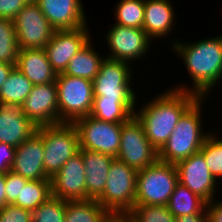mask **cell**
<instances>
[{"mask_svg":"<svg viewBox=\"0 0 222 222\" xmlns=\"http://www.w3.org/2000/svg\"><path fill=\"white\" fill-rule=\"evenodd\" d=\"M51 179V194L65 201L86 200V176L82 154L76 153Z\"/></svg>","mask_w":222,"mask_h":222,"instance_id":"obj_16","label":"cell"},{"mask_svg":"<svg viewBox=\"0 0 222 222\" xmlns=\"http://www.w3.org/2000/svg\"><path fill=\"white\" fill-rule=\"evenodd\" d=\"M75 125L80 149L117 157L121 142L122 123L98 120L92 116L78 118Z\"/></svg>","mask_w":222,"mask_h":222,"instance_id":"obj_8","label":"cell"},{"mask_svg":"<svg viewBox=\"0 0 222 222\" xmlns=\"http://www.w3.org/2000/svg\"><path fill=\"white\" fill-rule=\"evenodd\" d=\"M178 180L176 164L157 160L138 171L135 206H166Z\"/></svg>","mask_w":222,"mask_h":222,"instance_id":"obj_4","label":"cell"},{"mask_svg":"<svg viewBox=\"0 0 222 222\" xmlns=\"http://www.w3.org/2000/svg\"><path fill=\"white\" fill-rule=\"evenodd\" d=\"M108 213L96 200L66 201L64 222H102Z\"/></svg>","mask_w":222,"mask_h":222,"instance_id":"obj_27","label":"cell"},{"mask_svg":"<svg viewBox=\"0 0 222 222\" xmlns=\"http://www.w3.org/2000/svg\"><path fill=\"white\" fill-rule=\"evenodd\" d=\"M82 0H38L44 16L55 30H73L88 25Z\"/></svg>","mask_w":222,"mask_h":222,"instance_id":"obj_18","label":"cell"},{"mask_svg":"<svg viewBox=\"0 0 222 222\" xmlns=\"http://www.w3.org/2000/svg\"><path fill=\"white\" fill-rule=\"evenodd\" d=\"M133 70L126 62L104 58L93 83L94 98L137 99L132 88Z\"/></svg>","mask_w":222,"mask_h":222,"instance_id":"obj_10","label":"cell"},{"mask_svg":"<svg viewBox=\"0 0 222 222\" xmlns=\"http://www.w3.org/2000/svg\"><path fill=\"white\" fill-rule=\"evenodd\" d=\"M144 24L142 29L151 40L170 35L175 22L173 3L169 0H144Z\"/></svg>","mask_w":222,"mask_h":222,"instance_id":"obj_20","label":"cell"},{"mask_svg":"<svg viewBox=\"0 0 222 222\" xmlns=\"http://www.w3.org/2000/svg\"><path fill=\"white\" fill-rule=\"evenodd\" d=\"M199 98L196 94L170 88L135 109L134 115L157 151L167 142L181 116Z\"/></svg>","mask_w":222,"mask_h":222,"instance_id":"obj_2","label":"cell"},{"mask_svg":"<svg viewBox=\"0 0 222 222\" xmlns=\"http://www.w3.org/2000/svg\"><path fill=\"white\" fill-rule=\"evenodd\" d=\"M16 68H18L33 85L56 81L57 73L52 69L44 48L20 49Z\"/></svg>","mask_w":222,"mask_h":222,"instance_id":"obj_22","label":"cell"},{"mask_svg":"<svg viewBox=\"0 0 222 222\" xmlns=\"http://www.w3.org/2000/svg\"><path fill=\"white\" fill-rule=\"evenodd\" d=\"M25 5L24 0H0V17L13 20Z\"/></svg>","mask_w":222,"mask_h":222,"instance_id":"obj_37","label":"cell"},{"mask_svg":"<svg viewBox=\"0 0 222 222\" xmlns=\"http://www.w3.org/2000/svg\"><path fill=\"white\" fill-rule=\"evenodd\" d=\"M179 182L206 202L213 201L218 190L217 180L211 174L204 156L197 152L176 164Z\"/></svg>","mask_w":222,"mask_h":222,"instance_id":"obj_15","label":"cell"},{"mask_svg":"<svg viewBox=\"0 0 222 222\" xmlns=\"http://www.w3.org/2000/svg\"><path fill=\"white\" fill-rule=\"evenodd\" d=\"M114 6L115 24L142 28L144 24V0H119Z\"/></svg>","mask_w":222,"mask_h":222,"instance_id":"obj_29","label":"cell"},{"mask_svg":"<svg viewBox=\"0 0 222 222\" xmlns=\"http://www.w3.org/2000/svg\"><path fill=\"white\" fill-rule=\"evenodd\" d=\"M24 2H25L26 4H35V3L38 2V0H24Z\"/></svg>","mask_w":222,"mask_h":222,"instance_id":"obj_43","label":"cell"},{"mask_svg":"<svg viewBox=\"0 0 222 222\" xmlns=\"http://www.w3.org/2000/svg\"><path fill=\"white\" fill-rule=\"evenodd\" d=\"M51 196V180H29L13 205L33 212Z\"/></svg>","mask_w":222,"mask_h":222,"instance_id":"obj_28","label":"cell"},{"mask_svg":"<svg viewBox=\"0 0 222 222\" xmlns=\"http://www.w3.org/2000/svg\"><path fill=\"white\" fill-rule=\"evenodd\" d=\"M171 43V49L182 58L193 85L188 88V84H178L172 89L190 92L200 98L209 97L222 81V35L188 43L177 39Z\"/></svg>","mask_w":222,"mask_h":222,"instance_id":"obj_1","label":"cell"},{"mask_svg":"<svg viewBox=\"0 0 222 222\" xmlns=\"http://www.w3.org/2000/svg\"><path fill=\"white\" fill-rule=\"evenodd\" d=\"M44 147V171L52 178L61 167L79 152L78 132L73 123L38 126Z\"/></svg>","mask_w":222,"mask_h":222,"instance_id":"obj_5","label":"cell"},{"mask_svg":"<svg viewBox=\"0 0 222 222\" xmlns=\"http://www.w3.org/2000/svg\"><path fill=\"white\" fill-rule=\"evenodd\" d=\"M102 222H133L129 213H108Z\"/></svg>","mask_w":222,"mask_h":222,"instance_id":"obj_39","label":"cell"},{"mask_svg":"<svg viewBox=\"0 0 222 222\" xmlns=\"http://www.w3.org/2000/svg\"><path fill=\"white\" fill-rule=\"evenodd\" d=\"M16 147L0 142V173L6 174L12 168Z\"/></svg>","mask_w":222,"mask_h":222,"instance_id":"obj_36","label":"cell"},{"mask_svg":"<svg viewBox=\"0 0 222 222\" xmlns=\"http://www.w3.org/2000/svg\"><path fill=\"white\" fill-rule=\"evenodd\" d=\"M206 202V214L208 222H222V199ZM216 201V202H215Z\"/></svg>","mask_w":222,"mask_h":222,"instance_id":"obj_38","label":"cell"},{"mask_svg":"<svg viewBox=\"0 0 222 222\" xmlns=\"http://www.w3.org/2000/svg\"><path fill=\"white\" fill-rule=\"evenodd\" d=\"M14 67H15L14 65L0 62V90L2 84L7 80L10 72Z\"/></svg>","mask_w":222,"mask_h":222,"instance_id":"obj_41","label":"cell"},{"mask_svg":"<svg viewBox=\"0 0 222 222\" xmlns=\"http://www.w3.org/2000/svg\"><path fill=\"white\" fill-rule=\"evenodd\" d=\"M85 168L86 200H98L104 191L113 156L79 149Z\"/></svg>","mask_w":222,"mask_h":222,"instance_id":"obj_21","label":"cell"},{"mask_svg":"<svg viewBox=\"0 0 222 222\" xmlns=\"http://www.w3.org/2000/svg\"><path fill=\"white\" fill-rule=\"evenodd\" d=\"M137 102L136 99L94 98L89 116L101 121L124 123L134 115Z\"/></svg>","mask_w":222,"mask_h":222,"instance_id":"obj_23","label":"cell"},{"mask_svg":"<svg viewBox=\"0 0 222 222\" xmlns=\"http://www.w3.org/2000/svg\"><path fill=\"white\" fill-rule=\"evenodd\" d=\"M19 50L13 20L0 17V62L16 67Z\"/></svg>","mask_w":222,"mask_h":222,"instance_id":"obj_30","label":"cell"},{"mask_svg":"<svg viewBox=\"0 0 222 222\" xmlns=\"http://www.w3.org/2000/svg\"><path fill=\"white\" fill-rule=\"evenodd\" d=\"M217 136L218 133L210 132L199 152L204 156L209 171L218 181L222 179V138Z\"/></svg>","mask_w":222,"mask_h":222,"instance_id":"obj_31","label":"cell"},{"mask_svg":"<svg viewBox=\"0 0 222 222\" xmlns=\"http://www.w3.org/2000/svg\"><path fill=\"white\" fill-rule=\"evenodd\" d=\"M29 179L10 170L5 174L6 205L13 204L22 191V184H26Z\"/></svg>","mask_w":222,"mask_h":222,"instance_id":"obj_34","label":"cell"},{"mask_svg":"<svg viewBox=\"0 0 222 222\" xmlns=\"http://www.w3.org/2000/svg\"><path fill=\"white\" fill-rule=\"evenodd\" d=\"M0 222H33L32 212L7 204L0 210Z\"/></svg>","mask_w":222,"mask_h":222,"instance_id":"obj_35","label":"cell"},{"mask_svg":"<svg viewBox=\"0 0 222 222\" xmlns=\"http://www.w3.org/2000/svg\"><path fill=\"white\" fill-rule=\"evenodd\" d=\"M13 22L19 49L44 48L55 31L37 3L26 4Z\"/></svg>","mask_w":222,"mask_h":222,"instance_id":"obj_12","label":"cell"},{"mask_svg":"<svg viewBox=\"0 0 222 222\" xmlns=\"http://www.w3.org/2000/svg\"><path fill=\"white\" fill-rule=\"evenodd\" d=\"M206 98H199L179 119L167 142L158 151V160L177 164L200 151L204 141L210 134L203 132L201 105Z\"/></svg>","mask_w":222,"mask_h":222,"instance_id":"obj_3","label":"cell"},{"mask_svg":"<svg viewBox=\"0 0 222 222\" xmlns=\"http://www.w3.org/2000/svg\"><path fill=\"white\" fill-rule=\"evenodd\" d=\"M137 174L138 171L114 158L97 202L109 213H129L135 206Z\"/></svg>","mask_w":222,"mask_h":222,"instance_id":"obj_6","label":"cell"},{"mask_svg":"<svg viewBox=\"0 0 222 222\" xmlns=\"http://www.w3.org/2000/svg\"><path fill=\"white\" fill-rule=\"evenodd\" d=\"M109 53L106 58L133 64L135 60L144 58L148 54L153 42L142 28L126 27L112 24L105 34Z\"/></svg>","mask_w":222,"mask_h":222,"instance_id":"obj_11","label":"cell"},{"mask_svg":"<svg viewBox=\"0 0 222 222\" xmlns=\"http://www.w3.org/2000/svg\"><path fill=\"white\" fill-rule=\"evenodd\" d=\"M43 160V138L36 131L29 139L16 147L11 170L29 180H51L45 174Z\"/></svg>","mask_w":222,"mask_h":222,"instance_id":"obj_17","label":"cell"},{"mask_svg":"<svg viewBox=\"0 0 222 222\" xmlns=\"http://www.w3.org/2000/svg\"><path fill=\"white\" fill-rule=\"evenodd\" d=\"M33 83L16 67L12 69L0 90V104L22 106Z\"/></svg>","mask_w":222,"mask_h":222,"instance_id":"obj_26","label":"cell"},{"mask_svg":"<svg viewBox=\"0 0 222 222\" xmlns=\"http://www.w3.org/2000/svg\"><path fill=\"white\" fill-rule=\"evenodd\" d=\"M175 222H208L207 214H189L177 217Z\"/></svg>","mask_w":222,"mask_h":222,"instance_id":"obj_40","label":"cell"},{"mask_svg":"<svg viewBox=\"0 0 222 222\" xmlns=\"http://www.w3.org/2000/svg\"><path fill=\"white\" fill-rule=\"evenodd\" d=\"M116 158L136 171L151 166L158 160V151L151 145L143 125L135 115L122 123L120 148Z\"/></svg>","mask_w":222,"mask_h":222,"instance_id":"obj_9","label":"cell"},{"mask_svg":"<svg viewBox=\"0 0 222 222\" xmlns=\"http://www.w3.org/2000/svg\"><path fill=\"white\" fill-rule=\"evenodd\" d=\"M21 107L36 126L63 123L59 119L56 81L34 85Z\"/></svg>","mask_w":222,"mask_h":222,"instance_id":"obj_14","label":"cell"},{"mask_svg":"<svg viewBox=\"0 0 222 222\" xmlns=\"http://www.w3.org/2000/svg\"><path fill=\"white\" fill-rule=\"evenodd\" d=\"M37 127L24 115L22 107L0 104V142L18 147Z\"/></svg>","mask_w":222,"mask_h":222,"instance_id":"obj_19","label":"cell"},{"mask_svg":"<svg viewBox=\"0 0 222 222\" xmlns=\"http://www.w3.org/2000/svg\"><path fill=\"white\" fill-rule=\"evenodd\" d=\"M6 205L5 174L0 173V210Z\"/></svg>","mask_w":222,"mask_h":222,"instance_id":"obj_42","label":"cell"},{"mask_svg":"<svg viewBox=\"0 0 222 222\" xmlns=\"http://www.w3.org/2000/svg\"><path fill=\"white\" fill-rule=\"evenodd\" d=\"M96 48L92 46V39L77 52L69 61L63 74L82 77L89 80H94L98 74L101 62L104 60L101 55L96 52Z\"/></svg>","mask_w":222,"mask_h":222,"instance_id":"obj_24","label":"cell"},{"mask_svg":"<svg viewBox=\"0 0 222 222\" xmlns=\"http://www.w3.org/2000/svg\"><path fill=\"white\" fill-rule=\"evenodd\" d=\"M133 222H175L167 206H134L129 212Z\"/></svg>","mask_w":222,"mask_h":222,"instance_id":"obj_33","label":"cell"},{"mask_svg":"<svg viewBox=\"0 0 222 222\" xmlns=\"http://www.w3.org/2000/svg\"><path fill=\"white\" fill-rule=\"evenodd\" d=\"M166 206L175 218L189 214H206V201L180 182L176 184Z\"/></svg>","mask_w":222,"mask_h":222,"instance_id":"obj_25","label":"cell"},{"mask_svg":"<svg viewBox=\"0 0 222 222\" xmlns=\"http://www.w3.org/2000/svg\"><path fill=\"white\" fill-rule=\"evenodd\" d=\"M59 119L73 123L89 116L93 104L92 80L59 73L56 76Z\"/></svg>","mask_w":222,"mask_h":222,"instance_id":"obj_7","label":"cell"},{"mask_svg":"<svg viewBox=\"0 0 222 222\" xmlns=\"http://www.w3.org/2000/svg\"><path fill=\"white\" fill-rule=\"evenodd\" d=\"M66 201L51 196L32 212L33 222H64Z\"/></svg>","mask_w":222,"mask_h":222,"instance_id":"obj_32","label":"cell"},{"mask_svg":"<svg viewBox=\"0 0 222 222\" xmlns=\"http://www.w3.org/2000/svg\"><path fill=\"white\" fill-rule=\"evenodd\" d=\"M85 25L73 30H55L50 42L44 47L52 69L63 73L70 59L93 39Z\"/></svg>","mask_w":222,"mask_h":222,"instance_id":"obj_13","label":"cell"}]
</instances>
